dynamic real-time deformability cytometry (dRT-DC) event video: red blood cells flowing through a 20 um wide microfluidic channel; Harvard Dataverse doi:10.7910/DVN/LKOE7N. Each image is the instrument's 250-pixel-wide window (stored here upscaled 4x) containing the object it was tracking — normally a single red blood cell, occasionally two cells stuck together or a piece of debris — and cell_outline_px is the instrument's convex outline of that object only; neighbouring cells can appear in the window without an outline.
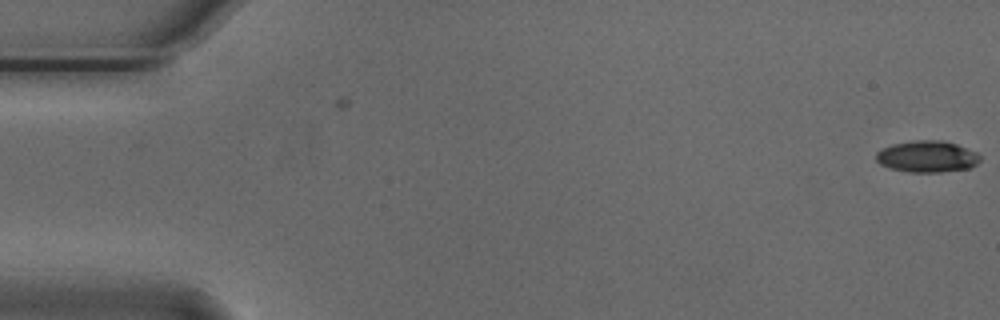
{"species": "Egyptian fruit bat (a non-hibernating species)", "species_latin": "Rousettus aegyptiacus", "temperature_condition": "cold", "stored_images_in_passage": 2, "camera_frame_rate_fps": 3000, "um_per_image_px": 0.085, "animal": {"sex": "male"}, "frame": {"image": 1, "passage_image": 2, "time_ms": 0.333, "image_size_px": [1000, 320], "cell_outline_px": [[980, 160], [972, 168], [940, 172], [908, 172], [892, 168], [880, 164], [876, 160], [876, 152], [892, 144], [916, 140], [940, 140], [956, 144], [976, 152], [980, 156]], "centroid_in_image_um": [78.82, 13.31], "position_along_channel_um": 6.2, "area_um2": 19.02}}